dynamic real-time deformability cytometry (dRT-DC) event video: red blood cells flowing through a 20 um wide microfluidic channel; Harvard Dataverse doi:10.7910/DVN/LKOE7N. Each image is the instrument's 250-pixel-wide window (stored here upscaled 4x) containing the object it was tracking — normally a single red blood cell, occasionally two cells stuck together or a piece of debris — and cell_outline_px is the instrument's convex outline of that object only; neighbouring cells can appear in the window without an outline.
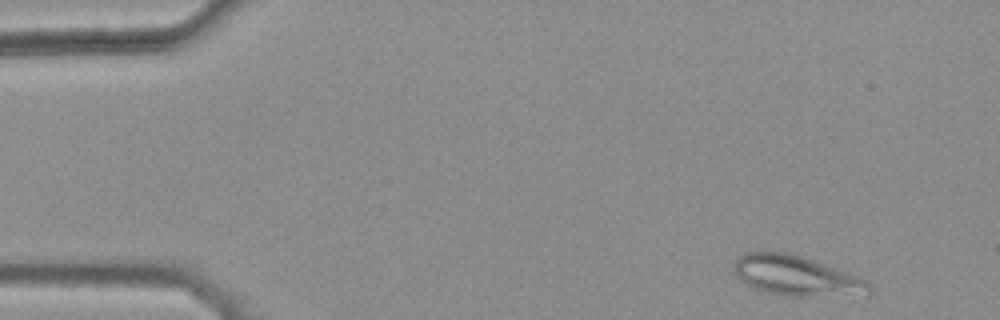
{"species": "common noctule bat (a hibernating species)", "species_latin": "Nyctalus noctula", "temperature_condition": "warm", "stored_images_in_passage": 40, "segment_of_instrument_passage": [1, 2], "camera_frame_rate_fps": 3000, "um_per_image_px": 0.085, "animal": {"sex": "female", "body_mass_g": 25.1}, "frame": {"image": 1, "passage_image": 2, "time_ms": 0.333, "image_size_px": [1000, 320], "cell_outline_px": [[872, 292], [868, 296], [784, 296], [764, 292], [752, 288], [744, 284], [736, 276], [736, 260], [744, 252], [756, 248], [764, 248], [788, 252], [804, 256], [848, 272], [868, 280], [872, 288]], "centroid_in_image_um": [67.71, 23.42], "position_along_channel_um": 17.3, "area_um2": 32.95}}